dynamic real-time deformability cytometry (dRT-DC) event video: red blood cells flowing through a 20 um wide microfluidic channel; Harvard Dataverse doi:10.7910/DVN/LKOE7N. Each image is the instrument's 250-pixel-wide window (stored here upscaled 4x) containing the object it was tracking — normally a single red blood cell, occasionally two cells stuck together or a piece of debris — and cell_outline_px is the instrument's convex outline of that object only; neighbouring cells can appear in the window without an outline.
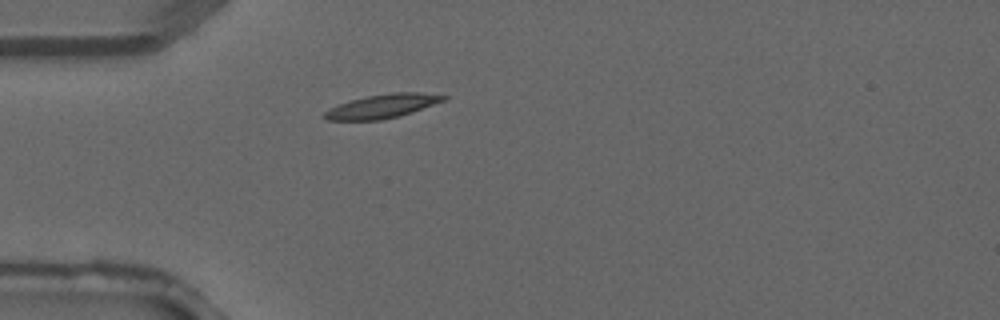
{"species": "common noctule bat (a hibernating species)", "species_latin": "Nyctalus noctula", "temperature_condition": "warm", "stored_images_in_passage": 1, "camera_frame_rate_fps": 3000, "um_per_image_px": 0.085, "animal": {"sex": "male", "forearm_length_mm": 52.5}, "frame": {"image": 1, "passage_image": 1, "time_ms": 0.0, "image_size_px": [1000, 320], "cell_outline_px": [[448, 96], [444, 100], [412, 112], [400, 116], [380, 120], [328, 120], [320, 116], [328, 108], [352, 100], [368, 96], [392, 92], [420, 92]], "centroid_in_image_um": [32.46, 9.03], "position_along_channel_um": 52.5, "area_um2": 16.42}}